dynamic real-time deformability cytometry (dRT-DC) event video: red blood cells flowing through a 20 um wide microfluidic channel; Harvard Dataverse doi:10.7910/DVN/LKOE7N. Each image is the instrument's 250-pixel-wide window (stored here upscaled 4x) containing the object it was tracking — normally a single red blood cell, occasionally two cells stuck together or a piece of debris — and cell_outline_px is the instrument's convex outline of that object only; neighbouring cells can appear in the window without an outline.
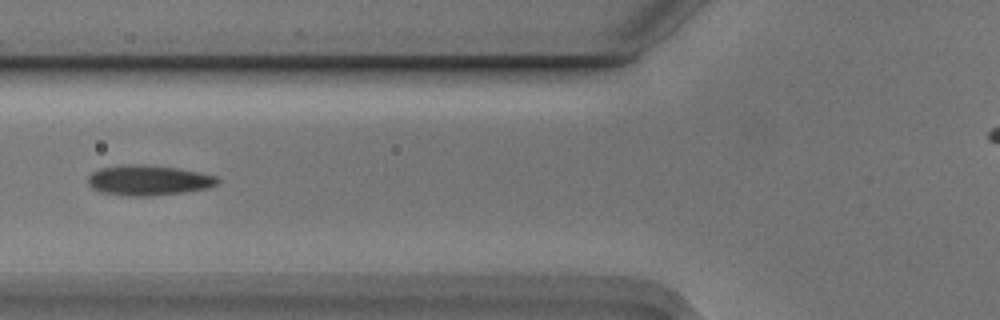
{"species": "Egyptian fruit bat (a non-hibernating species)", "species_latin": "Rousettus aegyptiacus", "temperature_condition": "cold", "stored_images_in_passage": 3, "camera_frame_rate_fps": 3000, "um_per_image_px": 0.085, "animal": {"sex": "male"}, "frame": {"image": 1, "passage_image": 3, "time_ms": 0.667, "image_size_px": [1000, 320], "cell_outline_px": [[220, 180], [216, 184], [208, 188], [184, 192], [152, 196], [128, 196], [100, 192], [92, 188], [88, 184], [88, 176], [92, 172], [100, 168], [124, 164], [136, 164], [176, 168], [216, 176]], "centroid_in_image_um": [12.57, 15.33], "position_along_channel_um": 113.2, "area_um2": 22.72}}